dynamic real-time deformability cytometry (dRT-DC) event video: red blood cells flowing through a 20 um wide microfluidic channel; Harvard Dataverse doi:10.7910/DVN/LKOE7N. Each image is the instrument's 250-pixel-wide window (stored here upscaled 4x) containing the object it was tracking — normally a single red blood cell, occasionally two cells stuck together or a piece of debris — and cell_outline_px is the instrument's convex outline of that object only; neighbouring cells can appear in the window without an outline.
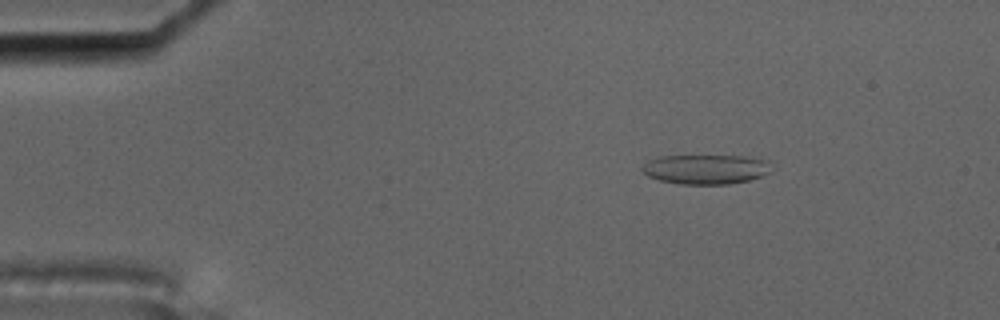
{"species": "common noctule bat (a hibernating species)", "species_latin": "Nyctalus noctula", "temperature_condition": "cold", "stored_images_in_passage": 6, "camera_frame_rate_fps": 3000, "um_per_image_px": 0.085, "animal": {"sex": "male", "body_mass_g": 17.5, "forearm_length_mm": 52.3}, "frame": {"image": 1, "passage_image": 3, "time_ms": 0.667, "image_size_px": [1000, 320], "cell_outline_px": [[772, 172], [764, 176], [748, 180], [728, 184], [680, 184], [660, 180], [648, 176], [640, 168], [648, 160], [660, 156], [748, 156], [772, 160]], "centroid_in_image_um": [60.08, 14.37], "position_along_channel_um": 24.9, "area_um2": 22.66}}